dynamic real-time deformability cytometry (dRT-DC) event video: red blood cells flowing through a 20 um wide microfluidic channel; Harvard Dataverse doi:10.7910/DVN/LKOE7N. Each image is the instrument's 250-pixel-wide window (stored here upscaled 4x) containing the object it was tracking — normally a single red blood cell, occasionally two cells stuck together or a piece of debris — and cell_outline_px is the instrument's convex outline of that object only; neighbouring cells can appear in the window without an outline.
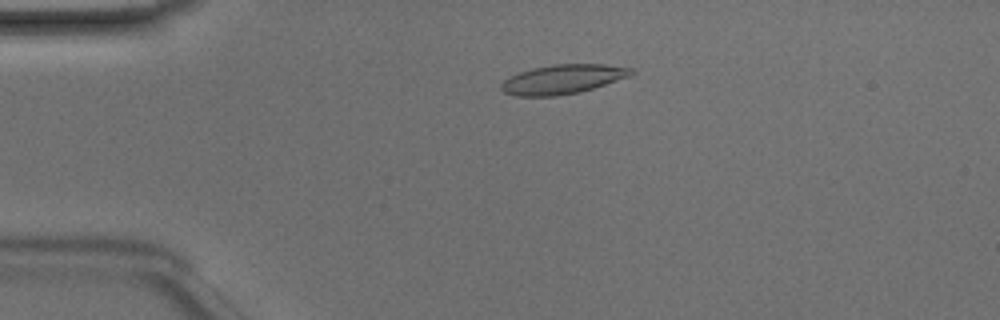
{"species": "Egyptian fruit bat (a non-hibernating species)", "species_latin": "Rousettus aegyptiacus", "temperature_condition": "room temperature", "stored_images_in_passage": 49, "camera_frame_rate_fps": 3000, "um_per_image_px": 0.085, "animal": {"sex": "male"}, "frame": {"image": 1, "passage_image": 11, "time_ms": 3.333, "image_size_px": [1000, 320], "cell_outline_px": [[636, 72], [632, 76], [580, 92], [556, 96], [516, 96], [504, 92], [500, 88], [500, 84], [504, 80], [520, 72], [532, 68], [556, 64], [604, 64], [636, 68]], "centroid_in_image_um": [47.9, 6.73], "position_along_channel_um": 37.1, "area_um2": 22.37}}
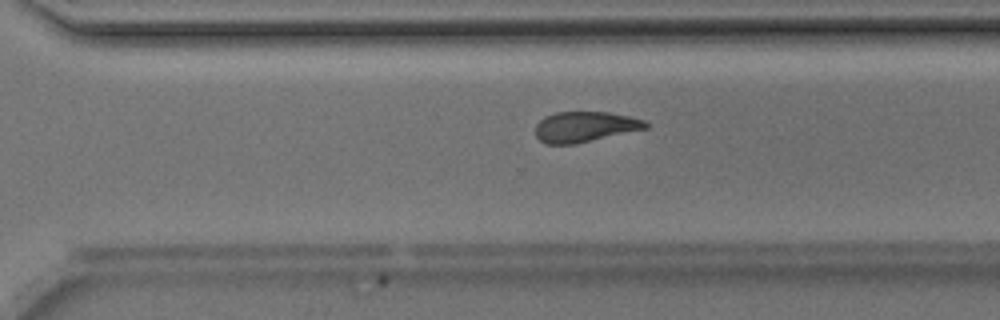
{"frame": {"image": 2, "passage_image": 34, "time_ms": 11.0, "image_size_px": [1000, 320], "cell_outline_px": [[648, 128], [576, 144], [544, 144], [536, 136], [536, 124], [544, 116], [556, 112], [608, 112], [628, 116], [644, 120], [648, 124]], "centroid_in_image_um": [49.69, 10.78], "position_along_channel_um": 320.9, "area_um2": 19.59}}
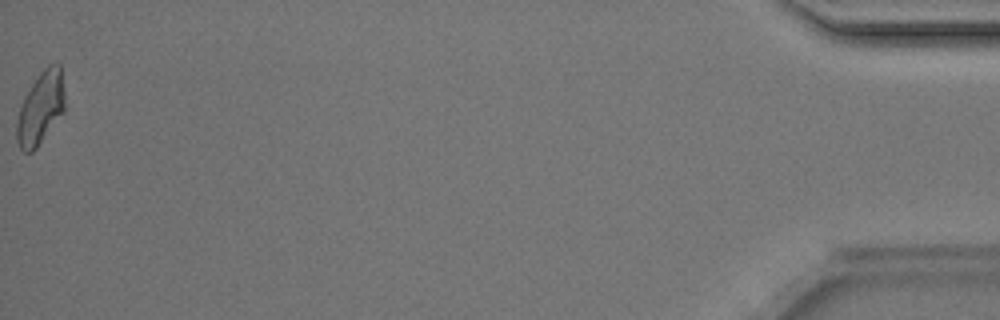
{"frame": {"image": 3, "passage_image": 49, "time_ms": 16.0, "image_size_px": [1000, 320], "cell_outline_px": [[64, 112], [36, 148], [32, 152], [24, 152], [20, 148], [16, 140], [16, 124], [20, 108], [24, 96], [40, 72], [48, 64], [60, 64], [64, 92]], "centroid_in_image_um": [3.44, 9.19], "position_along_channel_um": 431.8, "area_um2": 20.17}, "authors_computed_cell_mechanics": {"area_um2": 20.4034, "velocity_mm_per_s": 4.1859, "shape_relaxation_time_tau1_ms": 10.6024, "shape_relaxation_time_tau2_ms": 2.9318, "deformation_change_tau1": 0.2958, "deformation_change_tau2": 0.1093}}